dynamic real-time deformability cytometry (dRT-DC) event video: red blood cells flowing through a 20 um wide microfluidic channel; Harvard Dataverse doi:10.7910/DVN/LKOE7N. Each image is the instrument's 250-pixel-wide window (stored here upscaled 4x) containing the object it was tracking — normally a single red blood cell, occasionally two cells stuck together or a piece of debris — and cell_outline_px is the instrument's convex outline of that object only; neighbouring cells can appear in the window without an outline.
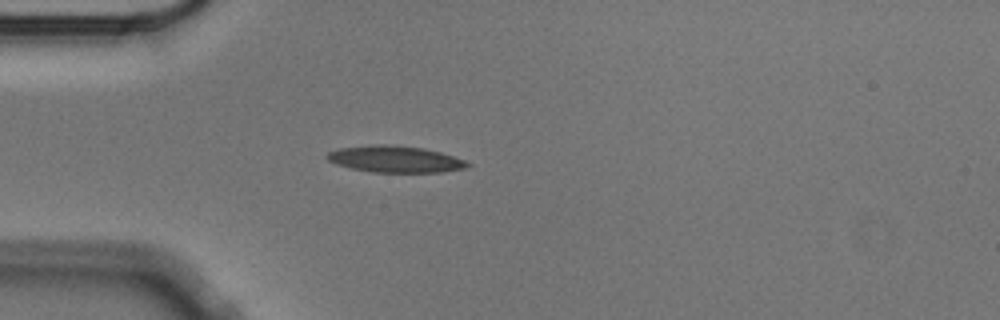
{"species": "Egyptian fruit bat (a non-hibernating species)", "species_latin": "Rousettus aegyptiacus", "temperature_condition": "cold", "stored_images_in_passage": 6, "camera_frame_rate_fps": 3000, "um_per_image_px": 0.085, "animal": {"sex": "male"}, "frame": {"image": 1, "passage_image": 1, "time_ms": 0.0, "image_size_px": [1000, 320], "cell_outline_px": [[472, 164], [464, 168], [440, 172], [372, 172], [352, 168], [336, 164], [328, 160], [324, 156], [328, 152], [340, 148], [376, 144], [388, 144], [424, 148], [440, 152], [464, 160]], "centroid_in_image_um": [33.56, 13.52], "position_along_channel_um": 51.4, "area_um2": 21.62}}